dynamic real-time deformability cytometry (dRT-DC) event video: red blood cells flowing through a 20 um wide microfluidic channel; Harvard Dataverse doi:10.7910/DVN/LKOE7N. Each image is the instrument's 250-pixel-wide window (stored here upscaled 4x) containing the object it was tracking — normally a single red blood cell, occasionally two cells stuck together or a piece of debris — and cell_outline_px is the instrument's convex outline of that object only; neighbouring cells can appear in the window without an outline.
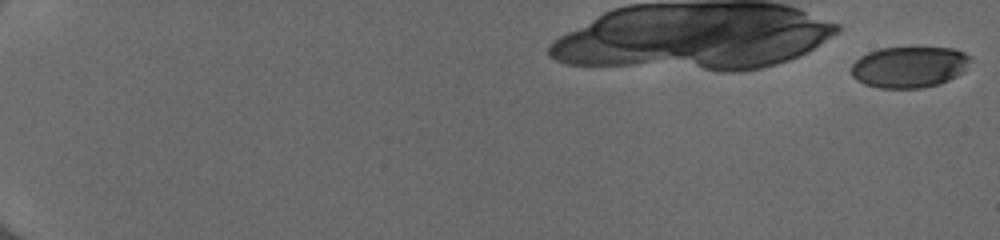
{"species": "human", "species_latin": "Homo sapiens", "temperature_condition": "cold", "stored_images_in_passage": 45, "camera_frame_rate_fps": 3000, "um_per_image_px": 0.085, "donor": {"sex": "female"}, "frame": {"image": 1, "passage_image": 1, "time_ms": 0.0, "image_size_px": [1000, 240], "cell_outline_px": [[972, 56], [964, 72], [940, 84], [920, 88], [880, 88], [864, 84], [856, 80], [852, 76], [852, 64], [860, 56], [868, 52], [880, 48], [908, 44], [952, 48], [964, 52]], "centroid_in_image_um": [77.3, 5.64], "position_along_channel_um": 7.7, "area_um2": 29.71}}
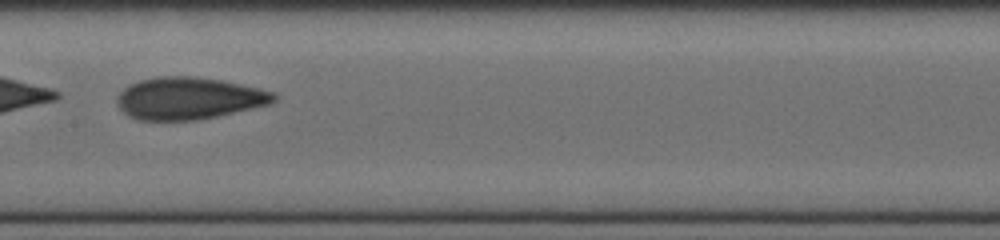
{"frame": {"image": 2, "passage_image": 25, "time_ms": 8.0, "image_size_px": [1000, 240], "cell_outline_px": [[276, 100], [272, 104], [216, 116], [196, 120], [140, 120], [128, 116], [120, 108], [116, 100], [120, 92], [128, 84], [140, 80], [160, 76], [192, 76], [224, 80], [260, 88], [276, 92]], "centroid_in_image_um": [16.08, 8.35], "position_along_channel_um": 191.3, "area_um2": 38.67}}
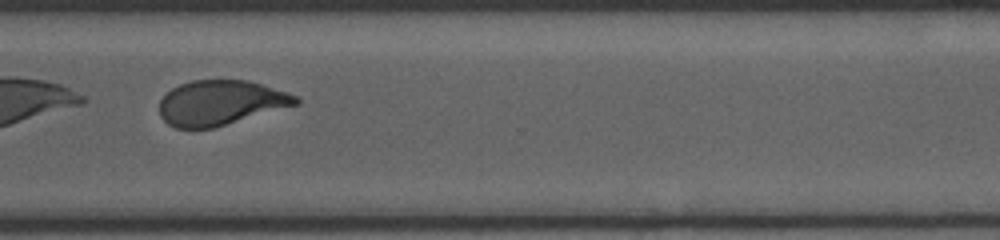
{"frame": {"image": 3, "passage_image": 37, "time_ms": 12.0, "image_size_px": [1000, 240], "cell_outline_px": [[300, 104], [216, 128], [176, 128], [168, 124], [160, 116], [160, 100], [172, 88], [180, 84], [192, 80], [248, 80], [288, 92], [300, 96]], "centroid_in_image_um": [18.8, 8.74], "position_along_channel_um": 351.8, "area_um2": 36.01}}